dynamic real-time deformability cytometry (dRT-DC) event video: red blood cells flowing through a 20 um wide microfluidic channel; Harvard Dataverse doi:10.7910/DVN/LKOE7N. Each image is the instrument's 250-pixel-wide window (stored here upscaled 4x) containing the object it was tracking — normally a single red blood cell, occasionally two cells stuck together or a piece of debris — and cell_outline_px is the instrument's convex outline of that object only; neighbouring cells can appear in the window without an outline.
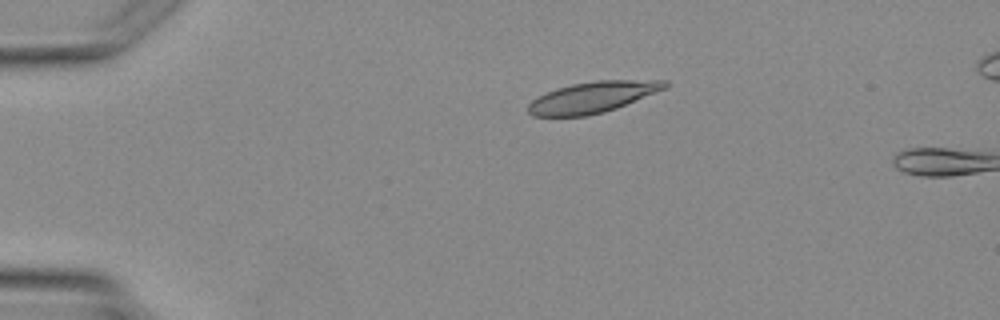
{"species": "Egyptian fruit bat (a non-hibernating species)", "species_latin": "Rousettus aegyptiacus", "temperature_condition": "warm", "stored_images_in_passage": 3, "camera_frame_rate_fps": 3000, "um_per_image_px": 0.085, "animal": {"sex": "female"}, "frame": {"image": 1, "passage_image": 2, "time_ms": 1.333, "image_size_px": [1000, 320], "cell_outline_px": [[668, 88], [616, 108], [604, 112], [584, 116], [532, 116], [528, 112], [528, 104], [532, 100], [556, 88], [572, 84], [596, 80], [668, 80]], "centroid_in_image_um": [50.4, 8.25], "position_along_channel_um": 34.6, "area_um2": 24.68}}